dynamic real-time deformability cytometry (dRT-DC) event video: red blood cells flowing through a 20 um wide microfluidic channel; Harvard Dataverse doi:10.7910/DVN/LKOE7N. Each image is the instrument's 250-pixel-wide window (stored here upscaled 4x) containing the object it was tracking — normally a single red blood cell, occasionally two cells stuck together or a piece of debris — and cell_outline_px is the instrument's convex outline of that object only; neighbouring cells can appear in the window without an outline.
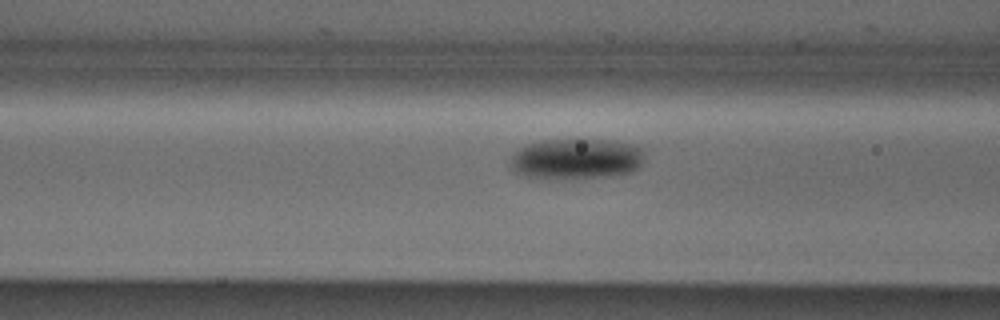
{"species": "Egyptian fruit bat (a non-hibernating species)", "species_latin": "Rousettus aegyptiacus", "temperature_condition": "cold", "stored_images_in_passage": 17, "camera_frame_rate_fps": 3000, "um_per_image_px": 0.085, "animal": {"sex": "male"}, "frame": {"image": 1, "passage_image": 15, "time_ms": 4.667, "image_size_px": [1000, 320], "cell_outline_px": [[644, 160], [640, 168], [632, 172], [604, 176], [528, 176], [516, 172], [512, 168], [512, 156], [520, 148], [528, 144], [540, 140], [616, 140], [632, 144], [640, 148], [644, 152]], "centroid_in_image_um": [49.08, 13.45], "position_along_channel_um": 117.5, "area_um2": 30.81}}